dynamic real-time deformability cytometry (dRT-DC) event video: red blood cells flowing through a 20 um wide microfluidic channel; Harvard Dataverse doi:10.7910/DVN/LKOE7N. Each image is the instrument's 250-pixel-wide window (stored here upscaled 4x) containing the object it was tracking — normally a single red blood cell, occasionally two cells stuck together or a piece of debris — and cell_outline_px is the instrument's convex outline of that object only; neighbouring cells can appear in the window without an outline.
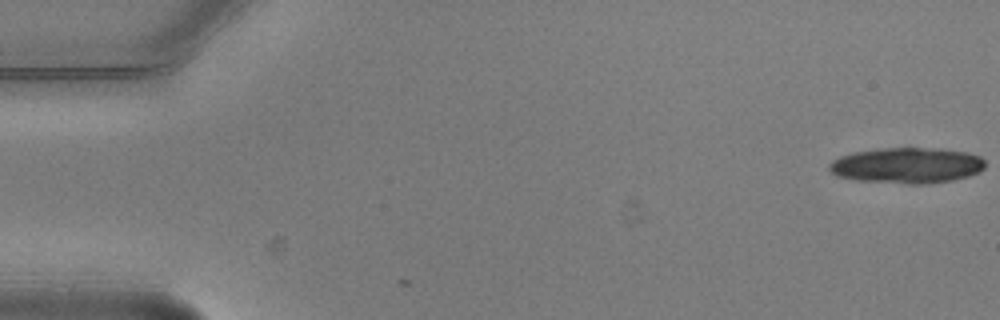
{"species": "common noctule bat (a hibernating species)", "species_latin": "Nyctalus noctula", "temperature_condition": "warm", "stored_images_in_passage": 2, "camera_frame_rate_fps": 3000, "um_per_image_px": 0.085, "animal": {"sex": "male", "body_mass_g": 20.5, "forearm_length_mm": 52.5}, "frame": {"image": 1, "passage_image": 1, "time_ms": 0.0, "image_size_px": [1000, 320], "cell_outline_px": [[984, 168], [968, 176], [952, 180], [924, 184], [908, 184], [852, 180], [836, 176], [828, 168], [828, 164], [832, 160], [840, 156], [852, 152], [884, 148], [936, 148], [968, 152], [980, 156], [984, 160]], "centroid_in_image_um": [77.05, 14.06], "position_along_channel_um": 8.0, "area_um2": 32.66}}